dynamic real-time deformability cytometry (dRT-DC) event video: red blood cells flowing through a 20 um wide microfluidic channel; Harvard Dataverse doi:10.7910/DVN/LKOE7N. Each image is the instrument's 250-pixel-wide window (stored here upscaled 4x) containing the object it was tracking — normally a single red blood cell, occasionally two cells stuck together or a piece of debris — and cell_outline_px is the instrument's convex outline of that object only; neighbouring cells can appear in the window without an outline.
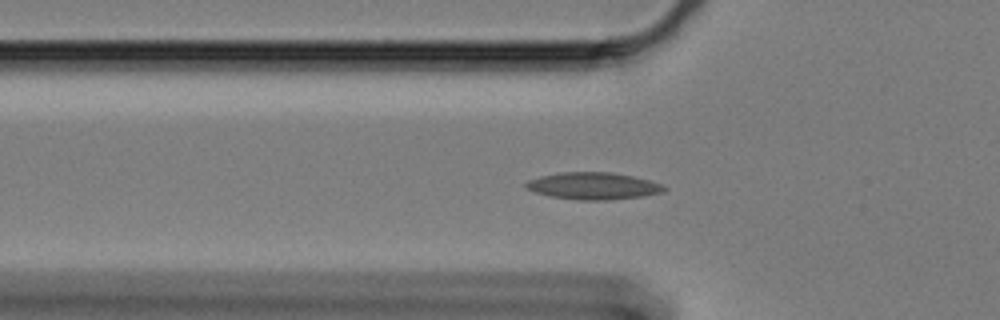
{"species": "Egyptian fruit bat (a non-hibernating species)", "species_latin": "Rousettus aegyptiacus", "temperature_condition": "cold", "stored_images_in_passage": 60, "camera_frame_rate_fps": 3000, "um_per_image_px": 0.085, "animal": {"sex": "female"}, "frame": {"image": 1, "passage_image": 19, "time_ms": 6.0, "image_size_px": [1000, 320], "cell_outline_px": [[668, 188], [664, 192], [644, 196], [608, 200], [576, 200], [552, 196], [536, 192], [524, 188], [524, 184], [528, 180], [540, 176], [560, 172], [608, 172], [632, 176], [664, 184]], "centroid_in_image_um": [50.44, 15.8], "position_along_channel_um": 75.4, "area_um2": 21.85}}
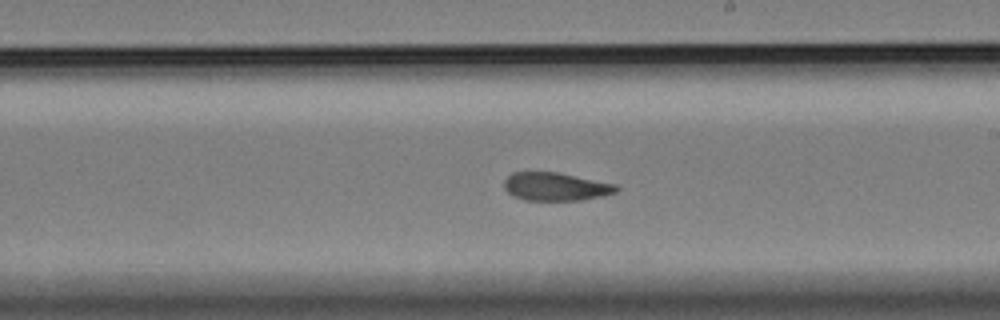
{"frame": {"image": 2, "passage_image": 34, "time_ms": 11.0, "image_size_px": [1000, 320], "cell_outline_px": [[620, 188], [616, 192], [604, 196], [580, 200], [524, 200], [512, 196], [504, 188], [504, 180], [512, 172], [556, 172], [616, 184]], "centroid_in_image_um": [47.22, 15.87], "position_along_channel_um": 241.8, "area_um2": 18.44}}
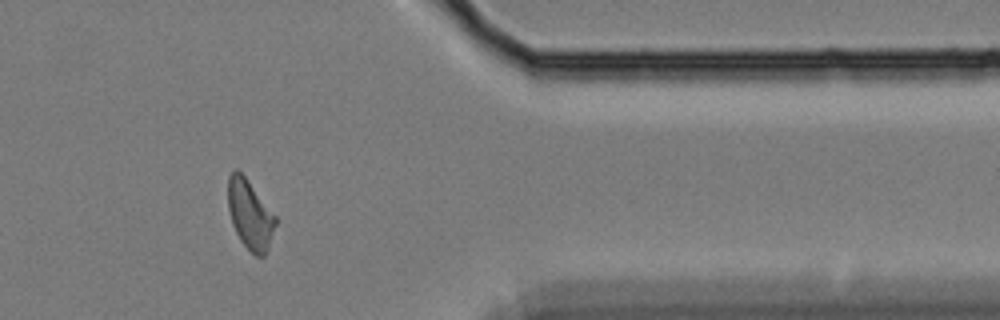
{"frame": {"image": 3, "passage_image": 49, "time_ms": 16.0, "image_size_px": [1000, 320], "cell_outline_px": [[276, 224], [268, 248], [264, 256], [256, 256], [240, 240], [232, 224], [228, 208], [228, 176], [236, 168], [244, 176], [276, 216]], "centroid_in_image_um": [21.24, 18.24], "position_along_channel_um": 390.2, "area_um2": 18.84}, "authors_computed_cell_mechanics": {"area_um2": 19.4786, "velocity_mm_per_s": 3.3146, "shape_relaxation_time_tau1_ms": 7.9257, "shape_relaxation_time_tau2_ms": 2.1324, "deformation_change_tau1": 0.187, "deformation_change_tau2": 0.0874}}